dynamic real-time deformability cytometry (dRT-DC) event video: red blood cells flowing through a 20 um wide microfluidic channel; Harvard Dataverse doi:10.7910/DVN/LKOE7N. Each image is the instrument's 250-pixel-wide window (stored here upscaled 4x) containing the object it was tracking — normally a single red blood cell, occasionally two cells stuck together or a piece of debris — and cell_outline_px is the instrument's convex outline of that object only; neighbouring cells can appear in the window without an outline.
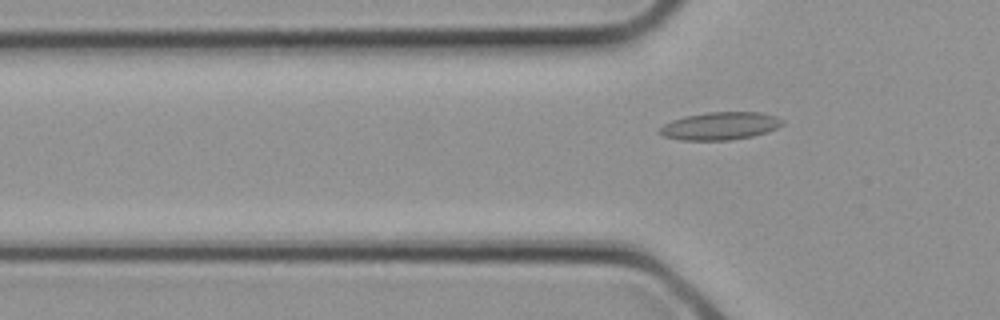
{"species": "common noctule bat (a hibernating species)", "species_latin": "Nyctalus noctula", "temperature_condition": "cold", "stored_images_in_passage": 4, "camera_frame_rate_fps": 3000, "um_per_image_px": 0.085, "animal": {"sex": "female", "body_mass_g": 21.9}, "frame": {"image": 1, "passage_image": 4, "time_ms": 1.0, "image_size_px": [1000, 320], "cell_outline_px": [[784, 124], [768, 132], [752, 136], [732, 140], [680, 140], [664, 136], [656, 132], [664, 124], [672, 120], [684, 116], [708, 112], [760, 112], [776, 116], [784, 120]], "centroid_in_image_um": [61.21, 10.7], "position_along_channel_um": 64.6, "area_um2": 20.0}}